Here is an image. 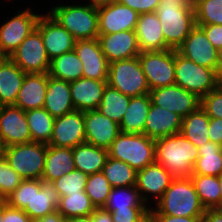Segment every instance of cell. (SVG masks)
<instances>
[{"label":"cell","instance_id":"29","mask_svg":"<svg viewBox=\"0 0 222 222\" xmlns=\"http://www.w3.org/2000/svg\"><path fill=\"white\" fill-rule=\"evenodd\" d=\"M26 73L9 57L0 63V103L14 105Z\"/></svg>","mask_w":222,"mask_h":222},{"label":"cell","instance_id":"25","mask_svg":"<svg viewBox=\"0 0 222 222\" xmlns=\"http://www.w3.org/2000/svg\"><path fill=\"white\" fill-rule=\"evenodd\" d=\"M47 86L48 73H26L14 105L23 111L43 108Z\"/></svg>","mask_w":222,"mask_h":222},{"label":"cell","instance_id":"57","mask_svg":"<svg viewBox=\"0 0 222 222\" xmlns=\"http://www.w3.org/2000/svg\"><path fill=\"white\" fill-rule=\"evenodd\" d=\"M138 222H156L155 216L148 210Z\"/></svg>","mask_w":222,"mask_h":222},{"label":"cell","instance_id":"6","mask_svg":"<svg viewBox=\"0 0 222 222\" xmlns=\"http://www.w3.org/2000/svg\"><path fill=\"white\" fill-rule=\"evenodd\" d=\"M112 159L126 162L136 171L155 162V139L145 134L120 133L108 149Z\"/></svg>","mask_w":222,"mask_h":222},{"label":"cell","instance_id":"1","mask_svg":"<svg viewBox=\"0 0 222 222\" xmlns=\"http://www.w3.org/2000/svg\"><path fill=\"white\" fill-rule=\"evenodd\" d=\"M5 200L8 206L23 210L33 220L57 211L60 195L53 182L24 179Z\"/></svg>","mask_w":222,"mask_h":222},{"label":"cell","instance_id":"27","mask_svg":"<svg viewBox=\"0 0 222 222\" xmlns=\"http://www.w3.org/2000/svg\"><path fill=\"white\" fill-rule=\"evenodd\" d=\"M54 118L74 111L70 82L48 75L47 93L43 106Z\"/></svg>","mask_w":222,"mask_h":222},{"label":"cell","instance_id":"33","mask_svg":"<svg viewBox=\"0 0 222 222\" xmlns=\"http://www.w3.org/2000/svg\"><path fill=\"white\" fill-rule=\"evenodd\" d=\"M198 154L193 174L219 176L222 173L221 145L208 141L198 147Z\"/></svg>","mask_w":222,"mask_h":222},{"label":"cell","instance_id":"55","mask_svg":"<svg viewBox=\"0 0 222 222\" xmlns=\"http://www.w3.org/2000/svg\"><path fill=\"white\" fill-rule=\"evenodd\" d=\"M66 222H95V217L91 214L88 216H78L67 218Z\"/></svg>","mask_w":222,"mask_h":222},{"label":"cell","instance_id":"15","mask_svg":"<svg viewBox=\"0 0 222 222\" xmlns=\"http://www.w3.org/2000/svg\"><path fill=\"white\" fill-rule=\"evenodd\" d=\"M36 28L41 33L43 44L50 60L74 50L76 39L48 12L41 14Z\"/></svg>","mask_w":222,"mask_h":222},{"label":"cell","instance_id":"64","mask_svg":"<svg viewBox=\"0 0 222 222\" xmlns=\"http://www.w3.org/2000/svg\"><path fill=\"white\" fill-rule=\"evenodd\" d=\"M5 58V56L0 52V63L2 62V60Z\"/></svg>","mask_w":222,"mask_h":222},{"label":"cell","instance_id":"34","mask_svg":"<svg viewBox=\"0 0 222 222\" xmlns=\"http://www.w3.org/2000/svg\"><path fill=\"white\" fill-rule=\"evenodd\" d=\"M48 75L71 82L83 77V65L76 52L72 50L50 61Z\"/></svg>","mask_w":222,"mask_h":222},{"label":"cell","instance_id":"40","mask_svg":"<svg viewBox=\"0 0 222 222\" xmlns=\"http://www.w3.org/2000/svg\"><path fill=\"white\" fill-rule=\"evenodd\" d=\"M128 207L148 206L142 200L140 192L135 186L112 188L104 209L113 212L115 209H128Z\"/></svg>","mask_w":222,"mask_h":222},{"label":"cell","instance_id":"5","mask_svg":"<svg viewBox=\"0 0 222 222\" xmlns=\"http://www.w3.org/2000/svg\"><path fill=\"white\" fill-rule=\"evenodd\" d=\"M57 4V5H56ZM48 13L76 40L99 36L98 10L90 3H57Z\"/></svg>","mask_w":222,"mask_h":222},{"label":"cell","instance_id":"3","mask_svg":"<svg viewBox=\"0 0 222 222\" xmlns=\"http://www.w3.org/2000/svg\"><path fill=\"white\" fill-rule=\"evenodd\" d=\"M198 157V148L181 132L155 140V162L175 177H190Z\"/></svg>","mask_w":222,"mask_h":222},{"label":"cell","instance_id":"2","mask_svg":"<svg viewBox=\"0 0 222 222\" xmlns=\"http://www.w3.org/2000/svg\"><path fill=\"white\" fill-rule=\"evenodd\" d=\"M149 211L152 214L179 217H203L205 208L200 203L190 177H175Z\"/></svg>","mask_w":222,"mask_h":222},{"label":"cell","instance_id":"36","mask_svg":"<svg viewBox=\"0 0 222 222\" xmlns=\"http://www.w3.org/2000/svg\"><path fill=\"white\" fill-rule=\"evenodd\" d=\"M33 142L49 144L55 118L44 108L25 111Z\"/></svg>","mask_w":222,"mask_h":222},{"label":"cell","instance_id":"47","mask_svg":"<svg viewBox=\"0 0 222 222\" xmlns=\"http://www.w3.org/2000/svg\"><path fill=\"white\" fill-rule=\"evenodd\" d=\"M118 2L130 7L140 15L154 13L160 0H118Z\"/></svg>","mask_w":222,"mask_h":222},{"label":"cell","instance_id":"41","mask_svg":"<svg viewBox=\"0 0 222 222\" xmlns=\"http://www.w3.org/2000/svg\"><path fill=\"white\" fill-rule=\"evenodd\" d=\"M112 187L102 172L90 174L88 176L85 193L96 208H104Z\"/></svg>","mask_w":222,"mask_h":222},{"label":"cell","instance_id":"45","mask_svg":"<svg viewBox=\"0 0 222 222\" xmlns=\"http://www.w3.org/2000/svg\"><path fill=\"white\" fill-rule=\"evenodd\" d=\"M200 106L210 118H222V87H217L203 96Z\"/></svg>","mask_w":222,"mask_h":222},{"label":"cell","instance_id":"37","mask_svg":"<svg viewBox=\"0 0 222 222\" xmlns=\"http://www.w3.org/2000/svg\"><path fill=\"white\" fill-rule=\"evenodd\" d=\"M130 102V97L124 95L107 84L101 103L97 110L116 123L120 124Z\"/></svg>","mask_w":222,"mask_h":222},{"label":"cell","instance_id":"23","mask_svg":"<svg viewBox=\"0 0 222 222\" xmlns=\"http://www.w3.org/2000/svg\"><path fill=\"white\" fill-rule=\"evenodd\" d=\"M107 81L79 78L70 82L71 99L75 110H97L101 103Z\"/></svg>","mask_w":222,"mask_h":222},{"label":"cell","instance_id":"53","mask_svg":"<svg viewBox=\"0 0 222 222\" xmlns=\"http://www.w3.org/2000/svg\"><path fill=\"white\" fill-rule=\"evenodd\" d=\"M92 215L95 217V222H113L111 213L104 208H97Z\"/></svg>","mask_w":222,"mask_h":222},{"label":"cell","instance_id":"9","mask_svg":"<svg viewBox=\"0 0 222 222\" xmlns=\"http://www.w3.org/2000/svg\"><path fill=\"white\" fill-rule=\"evenodd\" d=\"M46 153L47 144L32 141L6 147L4 158L23 180H40L44 170Z\"/></svg>","mask_w":222,"mask_h":222},{"label":"cell","instance_id":"26","mask_svg":"<svg viewBox=\"0 0 222 222\" xmlns=\"http://www.w3.org/2000/svg\"><path fill=\"white\" fill-rule=\"evenodd\" d=\"M141 52L171 49L165 42L157 14H140L135 28Z\"/></svg>","mask_w":222,"mask_h":222},{"label":"cell","instance_id":"50","mask_svg":"<svg viewBox=\"0 0 222 222\" xmlns=\"http://www.w3.org/2000/svg\"><path fill=\"white\" fill-rule=\"evenodd\" d=\"M208 133L211 142L222 146V118H210Z\"/></svg>","mask_w":222,"mask_h":222},{"label":"cell","instance_id":"19","mask_svg":"<svg viewBox=\"0 0 222 222\" xmlns=\"http://www.w3.org/2000/svg\"><path fill=\"white\" fill-rule=\"evenodd\" d=\"M0 134L6 147L32 142L25 111L15 105H2Z\"/></svg>","mask_w":222,"mask_h":222},{"label":"cell","instance_id":"46","mask_svg":"<svg viewBox=\"0 0 222 222\" xmlns=\"http://www.w3.org/2000/svg\"><path fill=\"white\" fill-rule=\"evenodd\" d=\"M150 207H128L115 209L111 213L113 222H138Z\"/></svg>","mask_w":222,"mask_h":222},{"label":"cell","instance_id":"18","mask_svg":"<svg viewBox=\"0 0 222 222\" xmlns=\"http://www.w3.org/2000/svg\"><path fill=\"white\" fill-rule=\"evenodd\" d=\"M74 51L82 62L83 77L108 80L109 62L102 52L98 38L76 40Z\"/></svg>","mask_w":222,"mask_h":222},{"label":"cell","instance_id":"21","mask_svg":"<svg viewBox=\"0 0 222 222\" xmlns=\"http://www.w3.org/2000/svg\"><path fill=\"white\" fill-rule=\"evenodd\" d=\"M99 35L135 30L139 14L121 3L97 8Z\"/></svg>","mask_w":222,"mask_h":222},{"label":"cell","instance_id":"44","mask_svg":"<svg viewBox=\"0 0 222 222\" xmlns=\"http://www.w3.org/2000/svg\"><path fill=\"white\" fill-rule=\"evenodd\" d=\"M21 176L10 167L7 160L0 158V199H6L21 183Z\"/></svg>","mask_w":222,"mask_h":222},{"label":"cell","instance_id":"13","mask_svg":"<svg viewBox=\"0 0 222 222\" xmlns=\"http://www.w3.org/2000/svg\"><path fill=\"white\" fill-rule=\"evenodd\" d=\"M174 178L175 176L161 164L154 162L137 171L135 187L147 206L152 207L162 197Z\"/></svg>","mask_w":222,"mask_h":222},{"label":"cell","instance_id":"28","mask_svg":"<svg viewBox=\"0 0 222 222\" xmlns=\"http://www.w3.org/2000/svg\"><path fill=\"white\" fill-rule=\"evenodd\" d=\"M75 167L72 148L47 145L43 180L53 182L61 176L72 172Z\"/></svg>","mask_w":222,"mask_h":222},{"label":"cell","instance_id":"16","mask_svg":"<svg viewBox=\"0 0 222 222\" xmlns=\"http://www.w3.org/2000/svg\"><path fill=\"white\" fill-rule=\"evenodd\" d=\"M194 63L217 70L219 66L218 52L208 40L204 30L196 25L187 38L176 50Z\"/></svg>","mask_w":222,"mask_h":222},{"label":"cell","instance_id":"12","mask_svg":"<svg viewBox=\"0 0 222 222\" xmlns=\"http://www.w3.org/2000/svg\"><path fill=\"white\" fill-rule=\"evenodd\" d=\"M9 58L25 73H48L50 68L51 60L37 28L21 42Z\"/></svg>","mask_w":222,"mask_h":222},{"label":"cell","instance_id":"8","mask_svg":"<svg viewBox=\"0 0 222 222\" xmlns=\"http://www.w3.org/2000/svg\"><path fill=\"white\" fill-rule=\"evenodd\" d=\"M216 71L194 63L175 50V84L200 99L218 87Z\"/></svg>","mask_w":222,"mask_h":222},{"label":"cell","instance_id":"60","mask_svg":"<svg viewBox=\"0 0 222 222\" xmlns=\"http://www.w3.org/2000/svg\"><path fill=\"white\" fill-rule=\"evenodd\" d=\"M4 216V199H0V222H3Z\"/></svg>","mask_w":222,"mask_h":222},{"label":"cell","instance_id":"56","mask_svg":"<svg viewBox=\"0 0 222 222\" xmlns=\"http://www.w3.org/2000/svg\"><path fill=\"white\" fill-rule=\"evenodd\" d=\"M117 1L118 0H88L87 3H90L95 8H99V7H102V6L112 4V3L117 2ZM80 2H82V1L80 0Z\"/></svg>","mask_w":222,"mask_h":222},{"label":"cell","instance_id":"58","mask_svg":"<svg viewBox=\"0 0 222 222\" xmlns=\"http://www.w3.org/2000/svg\"><path fill=\"white\" fill-rule=\"evenodd\" d=\"M216 74H217L218 87H222V63L219 64Z\"/></svg>","mask_w":222,"mask_h":222},{"label":"cell","instance_id":"59","mask_svg":"<svg viewBox=\"0 0 222 222\" xmlns=\"http://www.w3.org/2000/svg\"><path fill=\"white\" fill-rule=\"evenodd\" d=\"M5 151H6V145L0 134V158L4 157Z\"/></svg>","mask_w":222,"mask_h":222},{"label":"cell","instance_id":"14","mask_svg":"<svg viewBox=\"0 0 222 222\" xmlns=\"http://www.w3.org/2000/svg\"><path fill=\"white\" fill-rule=\"evenodd\" d=\"M149 95L154 105L170 110L182 118L200 106L199 97L176 84L152 89Z\"/></svg>","mask_w":222,"mask_h":222},{"label":"cell","instance_id":"52","mask_svg":"<svg viewBox=\"0 0 222 222\" xmlns=\"http://www.w3.org/2000/svg\"><path fill=\"white\" fill-rule=\"evenodd\" d=\"M202 222H222V211L220 209H205Z\"/></svg>","mask_w":222,"mask_h":222},{"label":"cell","instance_id":"49","mask_svg":"<svg viewBox=\"0 0 222 222\" xmlns=\"http://www.w3.org/2000/svg\"><path fill=\"white\" fill-rule=\"evenodd\" d=\"M3 222H32V219L23 210L8 206L4 199Z\"/></svg>","mask_w":222,"mask_h":222},{"label":"cell","instance_id":"54","mask_svg":"<svg viewBox=\"0 0 222 222\" xmlns=\"http://www.w3.org/2000/svg\"><path fill=\"white\" fill-rule=\"evenodd\" d=\"M32 222H66V219L58 211H54L45 217L33 219Z\"/></svg>","mask_w":222,"mask_h":222},{"label":"cell","instance_id":"20","mask_svg":"<svg viewBox=\"0 0 222 222\" xmlns=\"http://www.w3.org/2000/svg\"><path fill=\"white\" fill-rule=\"evenodd\" d=\"M85 142L109 149L121 133L120 125L98 110L84 111Z\"/></svg>","mask_w":222,"mask_h":222},{"label":"cell","instance_id":"7","mask_svg":"<svg viewBox=\"0 0 222 222\" xmlns=\"http://www.w3.org/2000/svg\"><path fill=\"white\" fill-rule=\"evenodd\" d=\"M107 84L129 97L143 96L150 92L138 56L109 63Z\"/></svg>","mask_w":222,"mask_h":222},{"label":"cell","instance_id":"42","mask_svg":"<svg viewBox=\"0 0 222 222\" xmlns=\"http://www.w3.org/2000/svg\"><path fill=\"white\" fill-rule=\"evenodd\" d=\"M193 7L196 24L222 25V0H196Z\"/></svg>","mask_w":222,"mask_h":222},{"label":"cell","instance_id":"48","mask_svg":"<svg viewBox=\"0 0 222 222\" xmlns=\"http://www.w3.org/2000/svg\"><path fill=\"white\" fill-rule=\"evenodd\" d=\"M200 26L208 40L211 42L215 49L222 47V25L219 24H196Z\"/></svg>","mask_w":222,"mask_h":222},{"label":"cell","instance_id":"32","mask_svg":"<svg viewBox=\"0 0 222 222\" xmlns=\"http://www.w3.org/2000/svg\"><path fill=\"white\" fill-rule=\"evenodd\" d=\"M210 117L199 106L195 111L182 118V135L197 148L210 141L208 127Z\"/></svg>","mask_w":222,"mask_h":222},{"label":"cell","instance_id":"35","mask_svg":"<svg viewBox=\"0 0 222 222\" xmlns=\"http://www.w3.org/2000/svg\"><path fill=\"white\" fill-rule=\"evenodd\" d=\"M190 179L202 206L205 209H219L220 184L218 176L192 174Z\"/></svg>","mask_w":222,"mask_h":222},{"label":"cell","instance_id":"38","mask_svg":"<svg viewBox=\"0 0 222 222\" xmlns=\"http://www.w3.org/2000/svg\"><path fill=\"white\" fill-rule=\"evenodd\" d=\"M102 173L112 188L136 186L137 171L124 161L108 157Z\"/></svg>","mask_w":222,"mask_h":222},{"label":"cell","instance_id":"4","mask_svg":"<svg viewBox=\"0 0 222 222\" xmlns=\"http://www.w3.org/2000/svg\"><path fill=\"white\" fill-rule=\"evenodd\" d=\"M155 13L161 23L166 44L177 50L196 26L193 5L183 0H160Z\"/></svg>","mask_w":222,"mask_h":222},{"label":"cell","instance_id":"17","mask_svg":"<svg viewBox=\"0 0 222 222\" xmlns=\"http://www.w3.org/2000/svg\"><path fill=\"white\" fill-rule=\"evenodd\" d=\"M84 142V111L74 110L55 118L48 145L74 148Z\"/></svg>","mask_w":222,"mask_h":222},{"label":"cell","instance_id":"51","mask_svg":"<svg viewBox=\"0 0 222 222\" xmlns=\"http://www.w3.org/2000/svg\"><path fill=\"white\" fill-rule=\"evenodd\" d=\"M156 222H202L203 217H179L165 214H153Z\"/></svg>","mask_w":222,"mask_h":222},{"label":"cell","instance_id":"61","mask_svg":"<svg viewBox=\"0 0 222 222\" xmlns=\"http://www.w3.org/2000/svg\"><path fill=\"white\" fill-rule=\"evenodd\" d=\"M220 184V207H222V173L218 176Z\"/></svg>","mask_w":222,"mask_h":222},{"label":"cell","instance_id":"62","mask_svg":"<svg viewBox=\"0 0 222 222\" xmlns=\"http://www.w3.org/2000/svg\"><path fill=\"white\" fill-rule=\"evenodd\" d=\"M217 52H218L219 64H221V63H222V47L219 48V49L217 50Z\"/></svg>","mask_w":222,"mask_h":222},{"label":"cell","instance_id":"22","mask_svg":"<svg viewBox=\"0 0 222 222\" xmlns=\"http://www.w3.org/2000/svg\"><path fill=\"white\" fill-rule=\"evenodd\" d=\"M98 40L109 63L131 59L141 53L135 30L99 35Z\"/></svg>","mask_w":222,"mask_h":222},{"label":"cell","instance_id":"24","mask_svg":"<svg viewBox=\"0 0 222 222\" xmlns=\"http://www.w3.org/2000/svg\"><path fill=\"white\" fill-rule=\"evenodd\" d=\"M181 128V116L153 103L151 104L144 126V134L146 136L156 140L180 133Z\"/></svg>","mask_w":222,"mask_h":222},{"label":"cell","instance_id":"43","mask_svg":"<svg viewBox=\"0 0 222 222\" xmlns=\"http://www.w3.org/2000/svg\"><path fill=\"white\" fill-rule=\"evenodd\" d=\"M88 174L74 169L72 172L53 181L54 188L58 191L60 197L67 194H74L85 190Z\"/></svg>","mask_w":222,"mask_h":222},{"label":"cell","instance_id":"31","mask_svg":"<svg viewBox=\"0 0 222 222\" xmlns=\"http://www.w3.org/2000/svg\"><path fill=\"white\" fill-rule=\"evenodd\" d=\"M72 152L76 169L88 175L102 172L109 157L107 149L87 142L75 146Z\"/></svg>","mask_w":222,"mask_h":222},{"label":"cell","instance_id":"11","mask_svg":"<svg viewBox=\"0 0 222 222\" xmlns=\"http://www.w3.org/2000/svg\"><path fill=\"white\" fill-rule=\"evenodd\" d=\"M29 7L30 5L24 10L18 8L17 13H14L16 15L7 16L8 19L0 25V52L5 57H9L21 42L36 29L41 12L38 14Z\"/></svg>","mask_w":222,"mask_h":222},{"label":"cell","instance_id":"63","mask_svg":"<svg viewBox=\"0 0 222 222\" xmlns=\"http://www.w3.org/2000/svg\"><path fill=\"white\" fill-rule=\"evenodd\" d=\"M183 1H185L186 3L191 4V5H194L196 2V0H183Z\"/></svg>","mask_w":222,"mask_h":222},{"label":"cell","instance_id":"30","mask_svg":"<svg viewBox=\"0 0 222 222\" xmlns=\"http://www.w3.org/2000/svg\"><path fill=\"white\" fill-rule=\"evenodd\" d=\"M151 104L149 94L130 97L128 108L119 124L121 133L144 134V126Z\"/></svg>","mask_w":222,"mask_h":222},{"label":"cell","instance_id":"39","mask_svg":"<svg viewBox=\"0 0 222 222\" xmlns=\"http://www.w3.org/2000/svg\"><path fill=\"white\" fill-rule=\"evenodd\" d=\"M97 208L90 200V197L81 191L74 194H67L60 197L57 211L65 218L88 216Z\"/></svg>","mask_w":222,"mask_h":222},{"label":"cell","instance_id":"10","mask_svg":"<svg viewBox=\"0 0 222 222\" xmlns=\"http://www.w3.org/2000/svg\"><path fill=\"white\" fill-rule=\"evenodd\" d=\"M150 90L175 84V50L145 51L138 55Z\"/></svg>","mask_w":222,"mask_h":222}]
</instances>
